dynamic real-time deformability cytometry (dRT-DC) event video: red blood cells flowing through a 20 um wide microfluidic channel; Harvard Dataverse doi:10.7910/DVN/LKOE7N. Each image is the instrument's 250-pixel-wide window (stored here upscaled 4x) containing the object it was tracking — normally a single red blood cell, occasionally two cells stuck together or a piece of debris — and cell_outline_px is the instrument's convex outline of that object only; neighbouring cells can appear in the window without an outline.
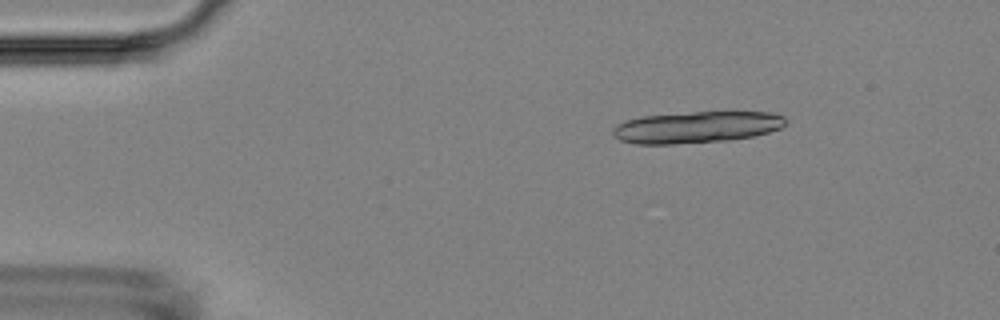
{"species": "Egyptian fruit bat (a non-hibernating species)", "species_latin": "Rousettus aegyptiacus", "temperature_condition": "room temperature", "stored_images_in_passage": 3, "camera_frame_rate_fps": 3000, "um_per_image_px": 0.085, "animal": {"sex": "female"}, "frame": {"image": 1, "passage_image": 1, "time_ms": 0.0, "image_size_px": [1000, 320], "cell_outline_px": [[784, 124], [780, 128], [768, 132], [752, 136], [728, 140], [672, 144], [636, 144], [620, 140], [612, 132], [612, 128], [616, 124], [624, 120], [644, 116], [692, 112], [768, 112], [784, 116]], "centroid_in_image_um": [59.16, 10.81], "position_along_channel_um": 25.8, "area_um2": 31.56}}